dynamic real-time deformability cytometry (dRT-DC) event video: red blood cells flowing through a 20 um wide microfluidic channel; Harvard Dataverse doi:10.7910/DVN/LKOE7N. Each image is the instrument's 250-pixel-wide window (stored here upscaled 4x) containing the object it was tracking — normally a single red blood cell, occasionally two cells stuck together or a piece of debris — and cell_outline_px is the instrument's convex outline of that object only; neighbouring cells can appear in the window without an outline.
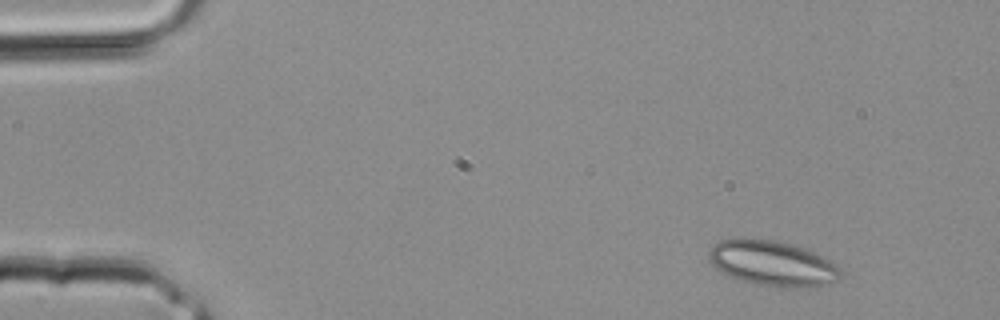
{"species": "common noctule bat (a hibernating species)", "species_latin": "Nyctalus noctula", "temperature_condition": "room temperature", "stored_images_in_passage": 2, "camera_frame_rate_fps": 3000, "um_per_image_px": 0.085, "animal": {"sex": "male", "body_mass_g": 20.4}, "frame": {"image": 1, "passage_image": 1, "time_ms": 0.0, "image_size_px": [1000, 320], "cell_outline_px": [[840, 280], [832, 284], [808, 288], [780, 288], [756, 284], [740, 280], [728, 276], [720, 272], [708, 260], [708, 252], [720, 240], [772, 240], [792, 244], [804, 248], [836, 264], [840, 268]], "centroid_in_image_um": [65.7, 22.44], "position_along_channel_um": 19.3, "area_um2": 34.68}}